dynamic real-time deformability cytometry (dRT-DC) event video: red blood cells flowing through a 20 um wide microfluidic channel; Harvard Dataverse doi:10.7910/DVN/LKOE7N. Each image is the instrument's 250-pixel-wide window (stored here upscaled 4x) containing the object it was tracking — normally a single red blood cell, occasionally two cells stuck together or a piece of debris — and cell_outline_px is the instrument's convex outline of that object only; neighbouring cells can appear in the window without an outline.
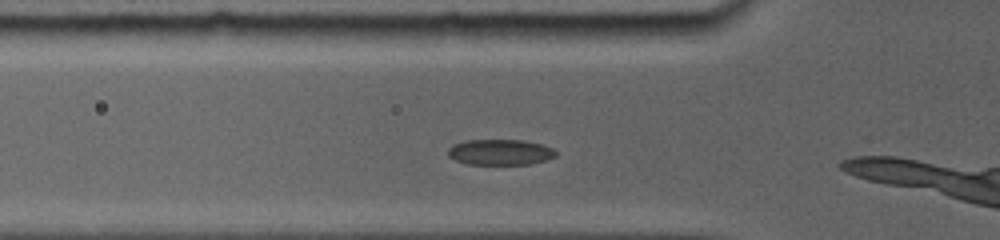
{"species": "common noctule bat (a hibernating species)", "species_latin": "Nyctalus noctula", "temperature_condition": "room temperature", "stored_images_in_passage": 3, "camera_frame_rate_fps": 5000, "um_per_image_px": 0.085, "animal": {"sex": "female", "body_mass_g": 19.0, "forearm_length_mm": 56.7}, "frame": {"image": 1, "passage_image": 2, "time_ms": 0.8, "image_size_px": [1000, 240], "cell_outline_px": [[556, 156], [548, 160], [528, 164], [464, 164], [448, 156], [448, 148], [456, 144], [468, 140], [520, 140], [540, 144], [552, 148], [556, 152]], "centroid_in_image_um": [42.52, 12.94], "position_along_channel_um": 83.3, "area_um2": 16.01}}